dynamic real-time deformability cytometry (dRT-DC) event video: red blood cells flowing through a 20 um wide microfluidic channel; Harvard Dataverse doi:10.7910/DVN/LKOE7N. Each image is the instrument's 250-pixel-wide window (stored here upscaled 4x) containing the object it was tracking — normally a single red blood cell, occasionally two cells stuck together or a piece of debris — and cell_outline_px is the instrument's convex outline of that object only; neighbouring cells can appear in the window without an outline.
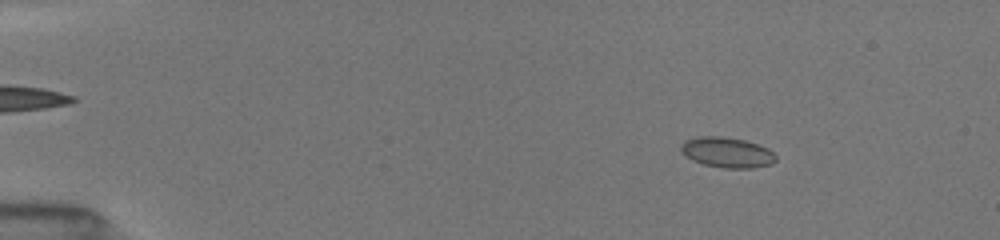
{"species": "common noctule bat (a hibernating species)", "species_latin": "Nyctalus noctula", "temperature_condition": "room temperature", "stored_images_in_passage": 52, "camera_frame_rate_fps": 3000, "um_per_image_px": 0.085, "animal": {"sex": "female", "body_mass_g": 19.5, "forearm_length_mm": 54.1}, "frame": {"image": 1, "passage_image": 8, "time_ms": 2.333, "image_size_px": [1000, 240], "cell_outline_px": [[776, 160], [772, 164], [752, 168], [724, 168], [704, 164], [692, 160], [680, 152], [680, 144], [684, 140], [696, 136], [720, 136], [744, 140], [768, 148], [776, 156]], "centroid_in_image_um": [61.76, 12.95], "position_along_channel_um": 23.2, "area_um2": 16.88}}
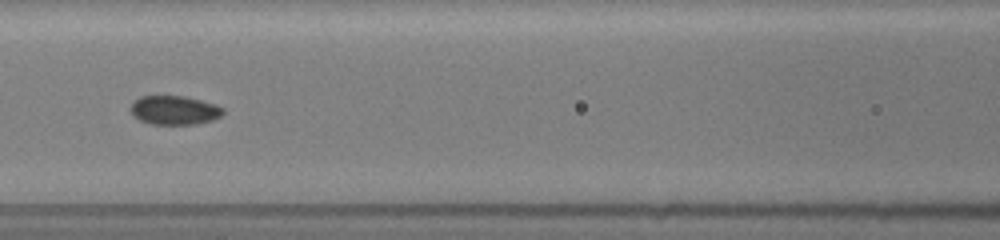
{"frame": {"image": 2, "passage_image": 25, "time_ms": 8.0, "image_size_px": [1000, 240], "cell_outline_px": [[224, 112], [220, 116], [212, 120], [196, 124], [152, 124], [140, 120], [132, 116], [128, 108], [140, 96], [184, 96], [216, 104], [224, 108]], "centroid_in_image_um": [14.8, 9.37], "position_along_channel_um": 151.8, "area_um2": 15.66}}
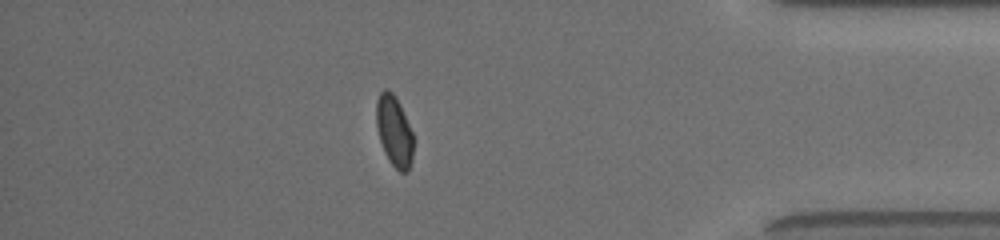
{"frame": {"image": 3, "passage_image": 46, "time_ms": 15.0, "image_size_px": [1000, 240], "cell_outline_px": [[412, 160], [408, 172], [400, 172], [388, 160], [384, 152], [380, 140], [376, 124], [376, 100], [380, 92], [384, 88], [388, 88], [392, 92], [400, 104], [412, 132]], "centroid_in_image_um": [33.49, 11.12], "position_along_channel_um": 401.7, "area_um2": 15.26}}